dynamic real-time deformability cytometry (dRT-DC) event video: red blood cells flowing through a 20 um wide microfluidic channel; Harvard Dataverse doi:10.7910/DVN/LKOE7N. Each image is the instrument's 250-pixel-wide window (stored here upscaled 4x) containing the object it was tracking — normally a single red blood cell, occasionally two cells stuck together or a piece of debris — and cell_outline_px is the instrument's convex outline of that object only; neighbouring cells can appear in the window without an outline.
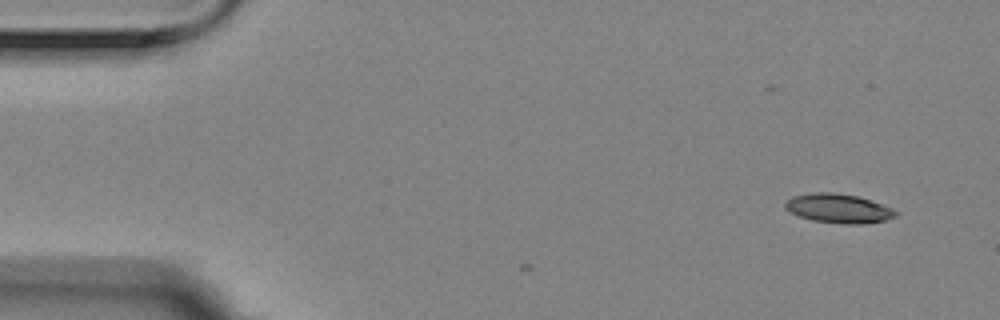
{"species": "Egyptian fruit bat (a non-hibernating species)", "species_latin": "Rousettus aegyptiacus", "temperature_condition": "room temperature", "stored_images_in_passage": 3, "camera_frame_rate_fps": 3000, "um_per_image_px": 0.085, "animal": {"sex": "female"}, "frame": {"image": 1, "passage_image": 1, "time_ms": 0.0, "image_size_px": [1000, 320], "cell_outline_px": [[900, 212], [896, 216], [884, 220], [860, 224], [840, 224], [812, 220], [800, 216], [784, 208], [784, 200], [792, 196], [812, 192], [832, 192], [860, 196], [892, 208]], "centroid_in_image_um": [71.26, 17.7], "position_along_channel_um": 13.7, "area_um2": 18.96}}